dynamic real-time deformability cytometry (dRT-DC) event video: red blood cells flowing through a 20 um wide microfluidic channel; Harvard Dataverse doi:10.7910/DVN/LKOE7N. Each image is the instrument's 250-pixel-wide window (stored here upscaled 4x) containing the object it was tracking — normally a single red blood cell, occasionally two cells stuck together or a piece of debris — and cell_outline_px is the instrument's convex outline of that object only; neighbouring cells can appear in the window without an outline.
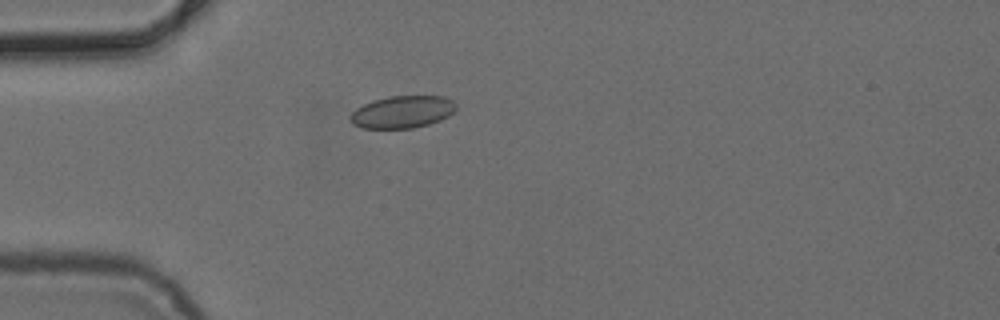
{"species": "common noctule bat (a hibernating species)", "species_latin": "Nyctalus noctula", "temperature_condition": "cold", "stored_images_in_passage": 3, "camera_frame_rate_fps": 3000, "um_per_image_px": 0.085, "animal": {"sex": "female", "body_mass_g": 24.6, "forearm_length_mm": 56.2}, "frame": {"image": 1, "passage_image": 3, "time_ms": 2.333, "image_size_px": [1000, 320], "cell_outline_px": [[456, 108], [448, 116], [440, 120], [428, 124], [412, 128], [364, 128], [352, 124], [348, 116], [356, 108], [372, 100], [388, 96], [444, 96], [452, 100], [456, 104]], "centroid_in_image_um": [34.18, 9.5], "position_along_channel_um": 50.8, "area_um2": 19.94}}